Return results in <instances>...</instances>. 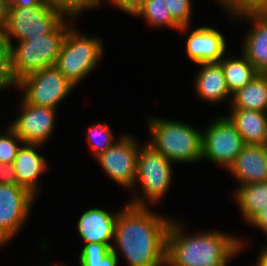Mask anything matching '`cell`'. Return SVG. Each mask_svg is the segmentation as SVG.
<instances>
[{"instance_id": "cell-1", "label": "cell", "mask_w": 267, "mask_h": 266, "mask_svg": "<svg viewBox=\"0 0 267 266\" xmlns=\"http://www.w3.org/2000/svg\"><path fill=\"white\" fill-rule=\"evenodd\" d=\"M138 199L118 213L114 230L118 247L130 266L165 265L171 220L151 213Z\"/></svg>"}, {"instance_id": "cell-2", "label": "cell", "mask_w": 267, "mask_h": 266, "mask_svg": "<svg viewBox=\"0 0 267 266\" xmlns=\"http://www.w3.org/2000/svg\"><path fill=\"white\" fill-rule=\"evenodd\" d=\"M242 241L223 233L184 236L173 221L167 233L166 264L170 266H226L239 252Z\"/></svg>"}, {"instance_id": "cell-3", "label": "cell", "mask_w": 267, "mask_h": 266, "mask_svg": "<svg viewBox=\"0 0 267 266\" xmlns=\"http://www.w3.org/2000/svg\"><path fill=\"white\" fill-rule=\"evenodd\" d=\"M70 26L65 20L50 34L19 41L17 47L8 46L11 73L16 83L24 76L55 66Z\"/></svg>"}, {"instance_id": "cell-4", "label": "cell", "mask_w": 267, "mask_h": 266, "mask_svg": "<svg viewBox=\"0 0 267 266\" xmlns=\"http://www.w3.org/2000/svg\"><path fill=\"white\" fill-rule=\"evenodd\" d=\"M151 145L171 162H195L202 158V133L175 121L152 119L149 122Z\"/></svg>"}, {"instance_id": "cell-5", "label": "cell", "mask_w": 267, "mask_h": 266, "mask_svg": "<svg viewBox=\"0 0 267 266\" xmlns=\"http://www.w3.org/2000/svg\"><path fill=\"white\" fill-rule=\"evenodd\" d=\"M63 16L61 11L43 3L32 7L9 6L3 31L6 46L12 45V36L24 41L52 33L64 21Z\"/></svg>"}, {"instance_id": "cell-6", "label": "cell", "mask_w": 267, "mask_h": 266, "mask_svg": "<svg viewBox=\"0 0 267 266\" xmlns=\"http://www.w3.org/2000/svg\"><path fill=\"white\" fill-rule=\"evenodd\" d=\"M102 53L101 42L97 38H80V35L70 28L55 66L75 86L92 71Z\"/></svg>"}, {"instance_id": "cell-7", "label": "cell", "mask_w": 267, "mask_h": 266, "mask_svg": "<svg viewBox=\"0 0 267 266\" xmlns=\"http://www.w3.org/2000/svg\"><path fill=\"white\" fill-rule=\"evenodd\" d=\"M17 85L24 89L27 103L54 109L74 87L56 66L30 73L20 79Z\"/></svg>"}, {"instance_id": "cell-8", "label": "cell", "mask_w": 267, "mask_h": 266, "mask_svg": "<svg viewBox=\"0 0 267 266\" xmlns=\"http://www.w3.org/2000/svg\"><path fill=\"white\" fill-rule=\"evenodd\" d=\"M245 146L242 136L227 116L219 118L202 134V158L229 168Z\"/></svg>"}, {"instance_id": "cell-9", "label": "cell", "mask_w": 267, "mask_h": 266, "mask_svg": "<svg viewBox=\"0 0 267 266\" xmlns=\"http://www.w3.org/2000/svg\"><path fill=\"white\" fill-rule=\"evenodd\" d=\"M171 161L151 145L139 149L136 178L144 190L145 198L155 203L162 198L171 181Z\"/></svg>"}, {"instance_id": "cell-10", "label": "cell", "mask_w": 267, "mask_h": 266, "mask_svg": "<svg viewBox=\"0 0 267 266\" xmlns=\"http://www.w3.org/2000/svg\"><path fill=\"white\" fill-rule=\"evenodd\" d=\"M34 195L18 184H0V236L8 242L29 213Z\"/></svg>"}, {"instance_id": "cell-11", "label": "cell", "mask_w": 267, "mask_h": 266, "mask_svg": "<svg viewBox=\"0 0 267 266\" xmlns=\"http://www.w3.org/2000/svg\"><path fill=\"white\" fill-rule=\"evenodd\" d=\"M133 138L123 136L97 159L108 175L123 186H134L139 148Z\"/></svg>"}, {"instance_id": "cell-12", "label": "cell", "mask_w": 267, "mask_h": 266, "mask_svg": "<svg viewBox=\"0 0 267 266\" xmlns=\"http://www.w3.org/2000/svg\"><path fill=\"white\" fill-rule=\"evenodd\" d=\"M55 109L39 107L23 99V112L10 126L23 144L43 143L53 131Z\"/></svg>"}, {"instance_id": "cell-13", "label": "cell", "mask_w": 267, "mask_h": 266, "mask_svg": "<svg viewBox=\"0 0 267 266\" xmlns=\"http://www.w3.org/2000/svg\"><path fill=\"white\" fill-rule=\"evenodd\" d=\"M186 49L189 58L196 64L218 63L224 58L226 43L220 32L200 27L188 37Z\"/></svg>"}, {"instance_id": "cell-14", "label": "cell", "mask_w": 267, "mask_h": 266, "mask_svg": "<svg viewBox=\"0 0 267 266\" xmlns=\"http://www.w3.org/2000/svg\"><path fill=\"white\" fill-rule=\"evenodd\" d=\"M241 186L267 181V145H245L228 168Z\"/></svg>"}, {"instance_id": "cell-15", "label": "cell", "mask_w": 267, "mask_h": 266, "mask_svg": "<svg viewBox=\"0 0 267 266\" xmlns=\"http://www.w3.org/2000/svg\"><path fill=\"white\" fill-rule=\"evenodd\" d=\"M118 214H110L102 209L91 208L85 211L78 222V231L82 239L88 243L107 244L114 237Z\"/></svg>"}, {"instance_id": "cell-16", "label": "cell", "mask_w": 267, "mask_h": 266, "mask_svg": "<svg viewBox=\"0 0 267 266\" xmlns=\"http://www.w3.org/2000/svg\"><path fill=\"white\" fill-rule=\"evenodd\" d=\"M242 136L245 145H267V113L233 109L227 117Z\"/></svg>"}, {"instance_id": "cell-17", "label": "cell", "mask_w": 267, "mask_h": 266, "mask_svg": "<svg viewBox=\"0 0 267 266\" xmlns=\"http://www.w3.org/2000/svg\"><path fill=\"white\" fill-rule=\"evenodd\" d=\"M243 15L256 22L246 36L243 54L259 73H267V12Z\"/></svg>"}, {"instance_id": "cell-18", "label": "cell", "mask_w": 267, "mask_h": 266, "mask_svg": "<svg viewBox=\"0 0 267 266\" xmlns=\"http://www.w3.org/2000/svg\"><path fill=\"white\" fill-rule=\"evenodd\" d=\"M34 146L37 147L39 144L24 143V146L19 149L13 164L18 185L25 187L35 196L37 178L46 171V159L35 151Z\"/></svg>"}, {"instance_id": "cell-19", "label": "cell", "mask_w": 267, "mask_h": 266, "mask_svg": "<svg viewBox=\"0 0 267 266\" xmlns=\"http://www.w3.org/2000/svg\"><path fill=\"white\" fill-rule=\"evenodd\" d=\"M201 71L197 75L196 90L200 97L208 101H221L230 93L222 65L218 63H202Z\"/></svg>"}, {"instance_id": "cell-20", "label": "cell", "mask_w": 267, "mask_h": 266, "mask_svg": "<svg viewBox=\"0 0 267 266\" xmlns=\"http://www.w3.org/2000/svg\"><path fill=\"white\" fill-rule=\"evenodd\" d=\"M232 95V109L267 112V73H258Z\"/></svg>"}, {"instance_id": "cell-21", "label": "cell", "mask_w": 267, "mask_h": 266, "mask_svg": "<svg viewBox=\"0 0 267 266\" xmlns=\"http://www.w3.org/2000/svg\"><path fill=\"white\" fill-rule=\"evenodd\" d=\"M227 88L230 94L246 86L259 72L244 55L242 59H221Z\"/></svg>"}, {"instance_id": "cell-22", "label": "cell", "mask_w": 267, "mask_h": 266, "mask_svg": "<svg viewBox=\"0 0 267 266\" xmlns=\"http://www.w3.org/2000/svg\"><path fill=\"white\" fill-rule=\"evenodd\" d=\"M236 193L235 198L248 222L267 208V181L243 185Z\"/></svg>"}, {"instance_id": "cell-23", "label": "cell", "mask_w": 267, "mask_h": 266, "mask_svg": "<svg viewBox=\"0 0 267 266\" xmlns=\"http://www.w3.org/2000/svg\"><path fill=\"white\" fill-rule=\"evenodd\" d=\"M115 249L107 244H85L79 257L80 266H117L118 254Z\"/></svg>"}, {"instance_id": "cell-24", "label": "cell", "mask_w": 267, "mask_h": 266, "mask_svg": "<svg viewBox=\"0 0 267 266\" xmlns=\"http://www.w3.org/2000/svg\"><path fill=\"white\" fill-rule=\"evenodd\" d=\"M134 15H143L151 25H168L181 29L172 19L164 0H146Z\"/></svg>"}, {"instance_id": "cell-25", "label": "cell", "mask_w": 267, "mask_h": 266, "mask_svg": "<svg viewBox=\"0 0 267 266\" xmlns=\"http://www.w3.org/2000/svg\"><path fill=\"white\" fill-rule=\"evenodd\" d=\"M41 3L57 9L63 14L75 16L84 9L98 6L100 0H41Z\"/></svg>"}, {"instance_id": "cell-26", "label": "cell", "mask_w": 267, "mask_h": 266, "mask_svg": "<svg viewBox=\"0 0 267 266\" xmlns=\"http://www.w3.org/2000/svg\"><path fill=\"white\" fill-rule=\"evenodd\" d=\"M88 142L91 145V149L94 150L95 156L98 157L100 154L104 153L108 150L112 145V135L110 129L107 127V124H98L96 126L91 127L89 130ZM98 134V135H97ZM100 137V141L97 142L95 137Z\"/></svg>"}, {"instance_id": "cell-27", "label": "cell", "mask_w": 267, "mask_h": 266, "mask_svg": "<svg viewBox=\"0 0 267 266\" xmlns=\"http://www.w3.org/2000/svg\"><path fill=\"white\" fill-rule=\"evenodd\" d=\"M233 14L267 12V0H220Z\"/></svg>"}, {"instance_id": "cell-28", "label": "cell", "mask_w": 267, "mask_h": 266, "mask_svg": "<svg viewBox=\"0 0 267 266\" xmlns=\"http://www.w3.org/2000/svg\"><path fill=\"white\" fill-rule=\"evenodd\" d=\"M170 12L172 19L181 27L180 30H186L189 24L191 14L190 0H164Z\"/></svg>"}, {"instance_id": "cell-29", "label": "cell", "mask_w": 267, "mask_h": 266, "mask_svg": "<svg viewBox=\"0 0 267 266\" xmlns=\"http://www.w3.org/2000/svg\"><path fill=\"white\" fill-rule=\"evenodd\" d=\"M8 136H0V163H14V160L21 147H18L17 142L23 143L22 139L10 127ZM16 140V141H15Z\"/></svg>"}, {"instance_id": "cell-30", "label": "cell", "mask_w": 267, "mask_h": 266, "mask_svg": "<svg viewBox=\"0 0 267 266\" xmlns=\"http://www.w3.org/2000/svg\"><path fill=\"white\" fill-rule=\"evenodd\" d=\"M17 84L14 80L10 68V53L6 46L0 52V90L8 85Z\"/></svg>"}, {"instance_id": "cell-31", "label": "cell", "mask_w": 267, "mask_h": 266, "mask_svg": "<svg viewBox=\"0 0 267 266\" xmlns=\"http://www.w3.org/2000/svg\"><path fill=\"white\" fill-rule=\"evenodd\" d=\"M0 184H18L13 163H0Z\"/></svg>"}, {"instance_id": "cell-32", "label": "cell", "mask_w": 267, "mask_h": 266, "mask_svg": "<svg viewBox=\"0 0 267 266\" xmlns=\"http://www.w3.org/2000/svg\"><path fill=\"white\" fill-rule=\"evenodd\" d=\"M120 10L130 14H135L138 9L145 3L146 0H110Z\"/></svg>"}, {"instance_id": "cell-33", "label": "cell", "mask_w": 267, "mask_h": 266, "mask_svg": "<svg viewBox=\"0 0 267 266\" xmlns=\"http://www.w3.org/2000/svg\"><path fill=\"white\" fill-rule=\"evenodd\" d=\"M249 222L263 229L267 234V208L257 213Z\"/></svg>"}, {"instance_id": "cell-34", "label": "cell", "mask_w": 267, "mask_h": 266, "mask_svg": "<svg viewBox=\"0 0 267 266\" xmlns=\"http://www.w3.org/2000/svg\"><path fill=\"white\" fill-rule=\"evenodd\" d=\"M9 6L32 7L41 5V0H6Z\"/></svg>"}, {"instance_id": "cell-35", "label": "cell", "mask_w": 267, "mask_h": 266, "mask_svg": "<svg viewBox=\"0 0 267 266\" xmlns=\"http://www.w3.org/2000/svg\"><path fill=\"white\" fill-rule=\"evenodd\" d=\"M9 5L6 3V0H0V32L4 31L7 15H8Z\"/></svg>"}, {"instance_id": "cell-36", "label": "cell", "mask_w": 267, "mask_h": 266, "mask_svg": "<svg viewBox=\"0 0 267 266\" xmlns=\"http://www.w3.org/2000/svg\"><path fill=\"white\" fill-rule=\"evenodd\" d=\"M257 266H267V248L262 251L260 258L258 259Z\"/></svg>"}, {"instance_id": "cell-37", "label": "cell", "mask_w": 267, "mask_h": 266, "mask_svg": "<svg viewBox=\"0 0 267 266\" xmlns=\"http://www.w3.org/2000/svg\"><path fill=\"white\" fill-rule=\"evenodd\" d=\"M6 47V42L3 32H0V52Z\"/></svg>"}, {"instance_id": "cell-38", "label": "cell", "mask_w": 267, "mask_h": 266, "mask_svg": "<svg viewBox=\"0 0 267 266\" xmlns=\"http://www.w3.org/2000/svg\"><path fill=\"white\" fill-rule=\"evenodd\" d=\"M6 243V241L3 239V237L0 236V244Z\"/></svg>"}]
</instances>
